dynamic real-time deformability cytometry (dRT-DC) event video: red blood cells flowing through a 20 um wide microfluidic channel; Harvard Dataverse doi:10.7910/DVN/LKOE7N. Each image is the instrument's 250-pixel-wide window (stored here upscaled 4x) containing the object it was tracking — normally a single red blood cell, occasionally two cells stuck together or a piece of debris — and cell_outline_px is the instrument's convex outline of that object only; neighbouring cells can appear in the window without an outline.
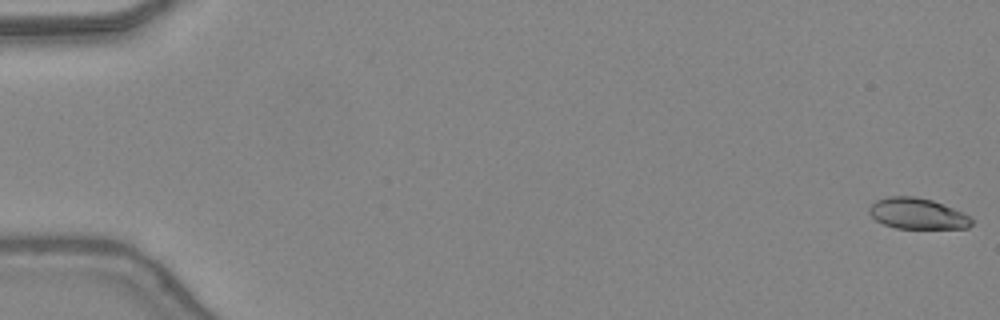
{"species": "common noctule bat (a hibernating species)", "species_latin": "Nyctalus noctula", "temperature_condition": "warm", "stored_images_in_passage": 48, "camera_frame_rate_fps": 3000, "um_per_image_px": 0.085, "animal": {"sex": "female", "body_mass_g": 24.6, "forearm_length_mm": 56.2}, "frame": {"image": 1, "passage_image": 1, "time_ms": 0.0, "image_size_px": [1000, 320], "cell_outline_px": [[972, 224], [968, 228], [896, 228], [884, 224], [876, 220], [868, 212], [868, 208], [876, 200], [888, 196], [916, 196], [932, 200], [964, 212], [972, 216]], "centroid_in_image_um": [78.0, 18.15], "position_along_channel_um": 7.0, "area_um2": 18.55}}
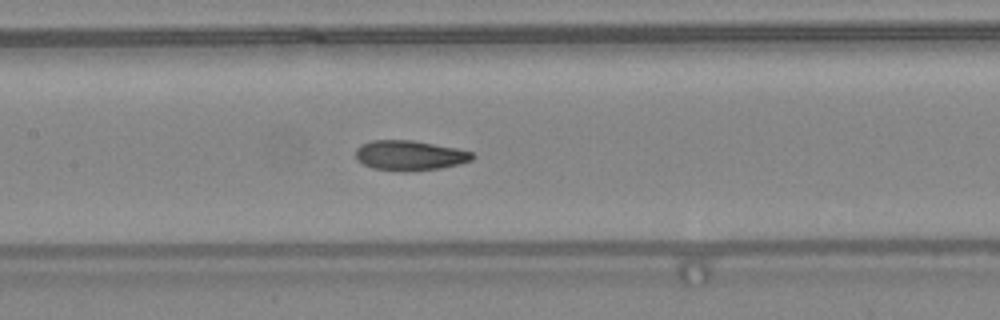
{"frame": {"image": 2, "passage_image": 24, "time_ms": 7.667, "image_size_px": [1000, 320], "cell_outline_px": [[476, 156], [472, 160], [460, 164], [440, 168], [404, 172], [372, 168], [356, 160], [356, 148], [360, 144], [372, 140], [412, 140], [456, 148], [472, 152]], "centroid_in_image_um": [34.81, 13.21], "position_along_channel_um": 172.6, "area_um2": 20.52}}
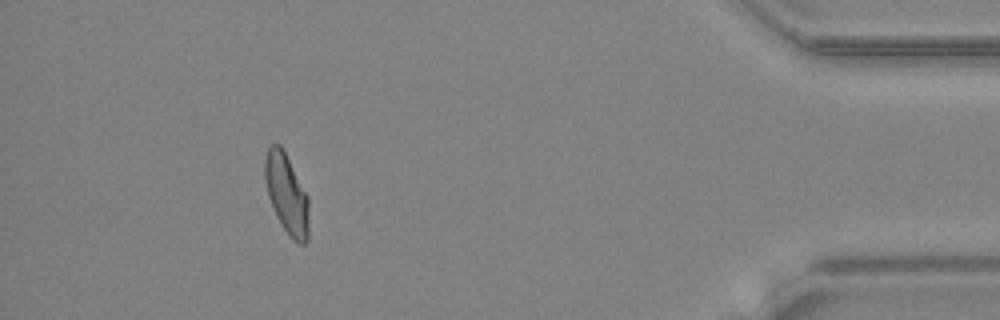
{"frame": {"image": 3, "passage_image": 44, "time_ms": 14.333, "image_size_px": [1000, 320], "cell_outline_px": [[308, 240], [304, 244], [296, 244], [288, 236], [280, 224], [276, 216], [268, 196], [264, 180], [264, 160], [268, 148], [272, 144], [280, 144], [308, 196]], "centroid_in_image_um": [24.35, 16.53], "position_along_channel_um": 410.8, "area_um2": 20.58}, "authors_computed_cell_mechanics": {"area_um2": 20.1144, "velocity_mm_per_s": 4.4116, "shape_relaxation_time_tau1_ms": 4.4503, "shape_relaxation_time_tau2_ms": 1.3893, "deformation_change_tau1": 0.1922, "deformation_change_tau2": 0.0814}}